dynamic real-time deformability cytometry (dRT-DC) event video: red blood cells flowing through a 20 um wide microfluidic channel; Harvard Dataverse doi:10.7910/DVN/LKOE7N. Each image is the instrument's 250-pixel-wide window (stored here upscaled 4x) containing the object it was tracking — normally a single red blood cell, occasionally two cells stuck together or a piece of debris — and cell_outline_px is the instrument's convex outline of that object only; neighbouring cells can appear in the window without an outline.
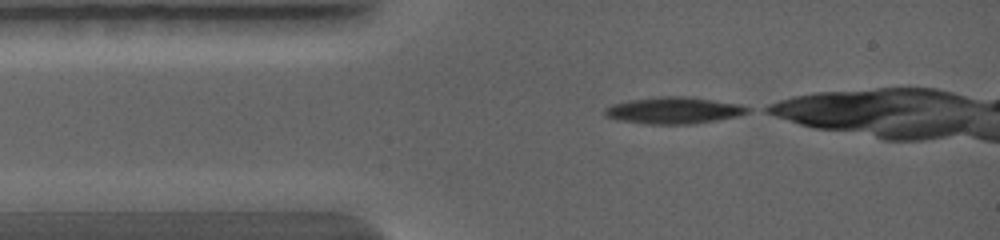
{"species": "common noctule bat (a hibernating species)", "species_latin": "Nyctalus noctula", "temperature_condition": "warm", "stored_images_in_passage": 27, "camera_frame_rate_fps": 5000, "um_per_image_px": 0.085, "animal": {"sex": "female", "body_mass_g": 19.0, "forearm_length_mm": 56.7}, "frame": {"image": 1, "passage_image": 1, "time_ms": 0.0, "image_size_px": [1000, 240], "cell_outline_px": [[752, 112], [740, 116], [696, 124], [644, 124], [616, 120], [604, 116], [604, 108], [612, 104], [628, 100], [660, 96], [688, 96], [740, 104], [752, 108]], "centroid_in_image_um": [57.3, 9.39], "position_along_channel_um": 27.7, "area_um2": 22.77}}
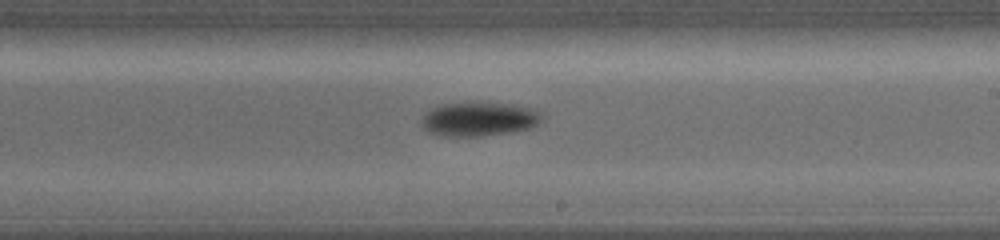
{"frame": {"image": 2, "passage_image": 16, "time_ms": 4.4, "image_size_px": [1000, 240], "cell_outline_px": [[544, 120], [532, 128], [512, 132], [480, 136], [444, 136], [424, 132], [420, 124], [420, 120], [424, 112], [440, 104], [476, 100], [484, 100], [512, 104], [536, 108], [544, 112]], "centroid_in_image_um": [40.73, 10.08], "position_along_channel_um": 248.3, "area_um2": 25.43}}
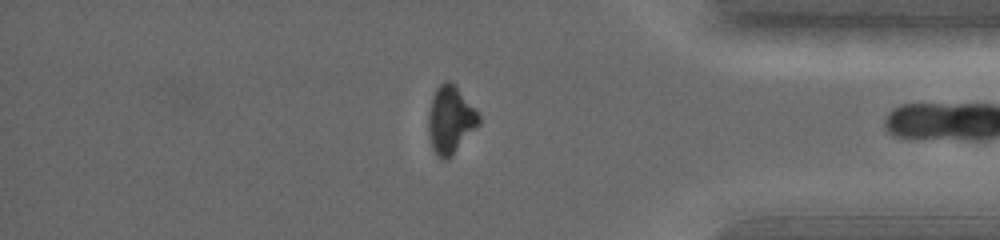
{"frame": {"image": 3, "passage_image": 26, "time_ms": 7.4, "image_size_px": [1000, 240], "cell_outline_px": [[480, 124], [444, 160], [440, 160], [436, 156], [432, 148], [428, 132], [428, 112], [432, 96], [436, 88], [444, 80], [448, 80], [456, 84], [476, 108], [480, 116]], "centroid_in_image_um": [38.27, 10.11], "position_along_channel_um": 396.9, "area_um2": 19.88}}